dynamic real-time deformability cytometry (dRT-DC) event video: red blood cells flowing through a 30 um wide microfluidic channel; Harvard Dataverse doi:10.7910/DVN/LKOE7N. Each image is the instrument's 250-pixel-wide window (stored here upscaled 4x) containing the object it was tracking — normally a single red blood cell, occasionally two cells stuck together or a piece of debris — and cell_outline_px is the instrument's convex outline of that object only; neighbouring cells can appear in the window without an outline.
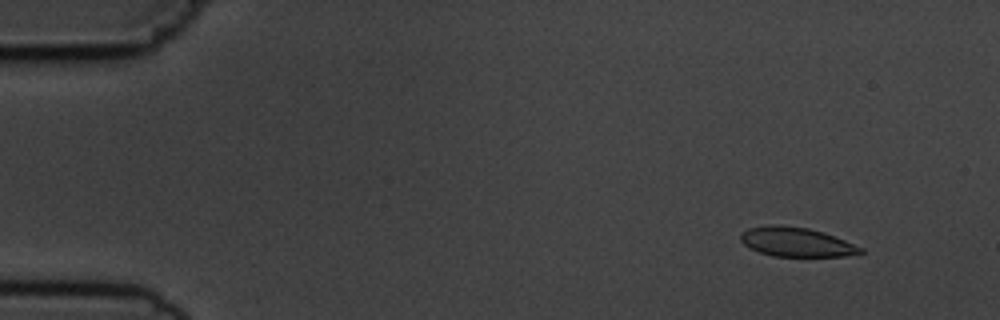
{"species": "common noctule bat (a hibernating species)", "species_latin": "Nyctalus noctula", "temperature_condition": "cold", "stored_images_in_passage": 6, "camera_frame_rate_fps": 3000, "um_per_image_px": 0.085, "animal": {"sex": "male", "body_mass_g": 19.5, "forearm_length_mm": 54.6}, "frame": {"image": 1, "passage_image": 2, "time_ms": 1.333, "image_size_px": [1000, 320], "cell_outline_px": [[864, 252], [844, 256], [772, 256], [748, 248], [740, 240], [740, 232], [748, 228], [768, 224], [776, 224], [808, 228], [824, 232], [864, 248]], "centroid_in_image_um": [67.64, 20.56], "position_along_channel_um": 17.4, "area_um2": 20.58}}
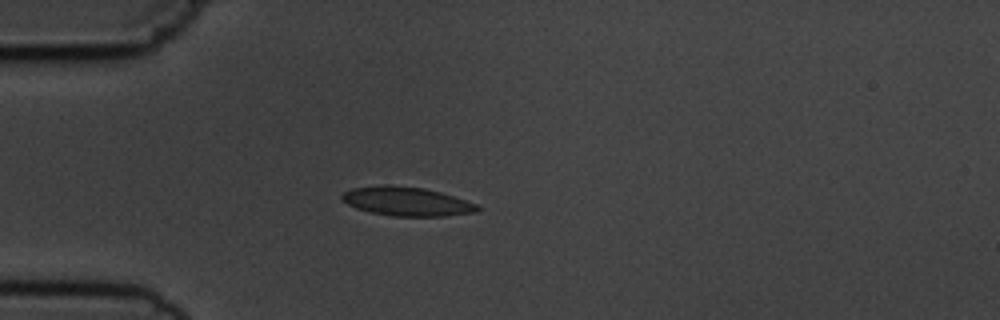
{"frame": {"image": 2, "passage_image": 5, "time_ms": 4.667, "image_size_px": [1000, 320], "cell_outline_px": [[480, 208], [476, 212], [444, 216], [392, 216], [372, 212], [356, 208], [340, 200], [340, 196], [344, 192], [352, 188], [384, 184], [424, 188], [440, 192], [476, 204]], "centroid_in_image_um": [34.52, 17.11], "position_along_channel_um": 50.5, "area_um2": 22.72}}